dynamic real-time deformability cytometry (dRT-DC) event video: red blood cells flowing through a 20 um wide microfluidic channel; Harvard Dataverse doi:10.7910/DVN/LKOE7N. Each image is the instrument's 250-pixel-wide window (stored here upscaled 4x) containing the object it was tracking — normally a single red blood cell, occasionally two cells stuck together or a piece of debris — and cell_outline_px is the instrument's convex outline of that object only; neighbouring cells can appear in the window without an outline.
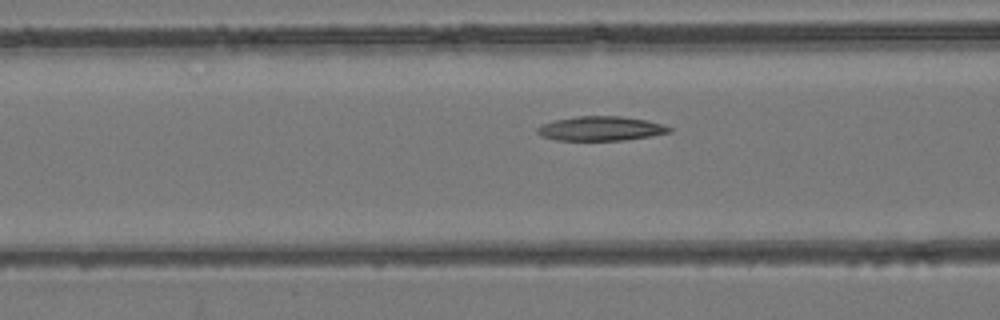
{"species": "common noctule bat (a hibernating species)", "species_latin": "Nyctalus noctula", "temperature_condition": "room temperature", "stored_images_in_passage": 50, "camera_frame_rate_fps": 3000, "um_per_image_px": 0.085, "animal": {"sex": "female", "body_mass_g": 24.6, "forearm_length_mm": 56.2}, "frame": {"image": 1, "passage_image": 20, "time_ms": 6.333, "image_size_px": [1000, 320], "cell_outline_px": [[672, 132], [652, 136], [624, 140], [556, 140], [540, 136], [536, 132], [536, 128], [540, 124], [556, 120], [576, 116], [620, 116], [648, 120], [664, 124], [672, 128]], "centroid_in_image_um": [51.07, 10.92], "position_along_channel_um": 115.5, "area_um2": 18.96}}
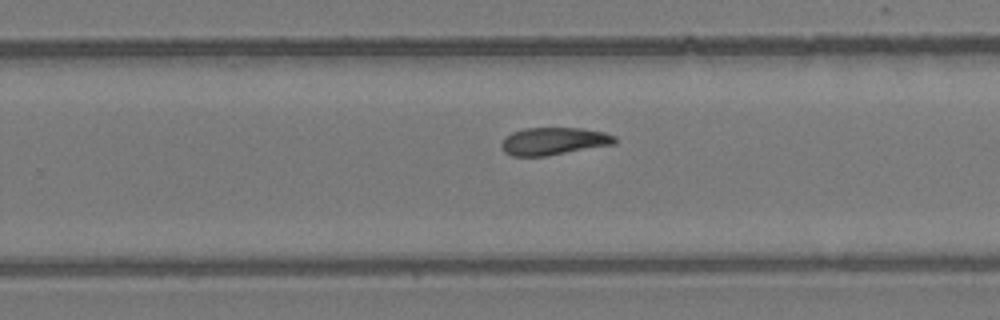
{"frame": {"image": 2, "passage_image": 32, "time_ms": 10.333, "image_size_px": [1000, 320], "cell_outline_px": [[616, 144], [544, 156], [512, 156], [504, 152], [500, 144], [512, 132], [524, 128], [580, 128], [604, 132], [616, 136]], "centroid_in_image_um": [47.08, 12.0], "position_along_channel_um": 282.7, "area_um2": 18.09}}
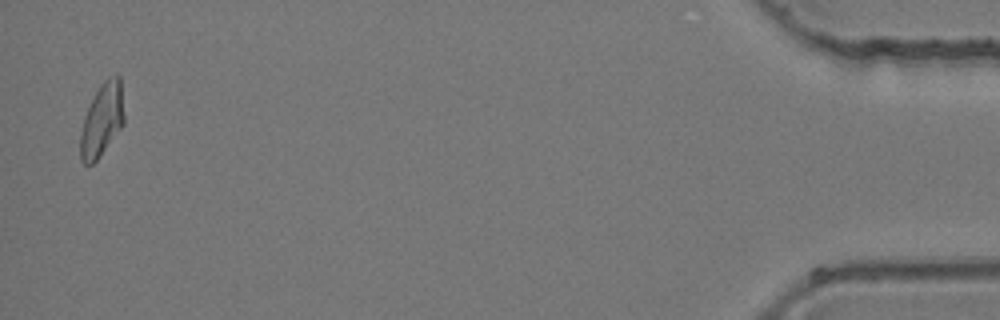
{"frame": {"image": 3, "passage_image": 49, "time_ms": 16.0, "image_size_px": [1000, 320], "cell_outline_px": [[124, 124], [96, 160], [92, 164], [84, 164], [80, 160], [80, 136], [84, 116], [100, 84], [108, 76], [116, 72], [120, 76], [124, 116]], "centroid_in_image_um": [8.67, 10.15], "position_along_channel_um": 426.5, "area_um2": 18.55}}